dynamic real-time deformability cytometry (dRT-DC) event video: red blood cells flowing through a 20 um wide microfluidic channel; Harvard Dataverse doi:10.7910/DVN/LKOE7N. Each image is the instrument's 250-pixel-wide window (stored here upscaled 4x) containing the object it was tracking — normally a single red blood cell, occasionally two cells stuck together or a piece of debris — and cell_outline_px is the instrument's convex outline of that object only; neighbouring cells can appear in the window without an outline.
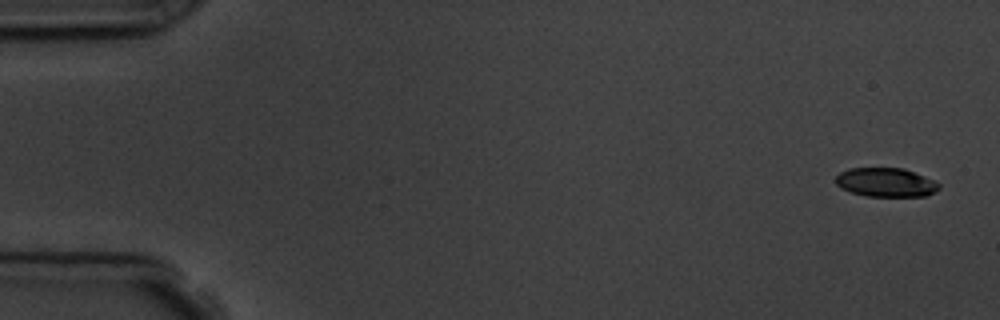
{"species": "common noctule bat (a hibernating species)", "species_latin": "Nyctalus noctula", "temperature_condition": "room temperature", "stored_images_in_passage": 5, "camera_frame_rate_fps": 3000, "um_per_image_px": 0.085, "animal": {"sex": "male", "body_mass_g": 19.5, "forearm_length_mm": 54.6}, "frame": {"image": 1, "passage_image": 1, "time_ms": 0.0, "image_size_px": [1000, 320], "cell_outline_px": [[940, 188], [936, 192], [924, 196], [864, 196], [840, 188], [836, 184], [836, 176], [840, 172], [848, 168], [904, 168], [924, 176], [940, 184]], "centroid_in_image_um": [75.29, 15.5], "position_along_channel_um": 9.7, "area_um2": 17.46}}
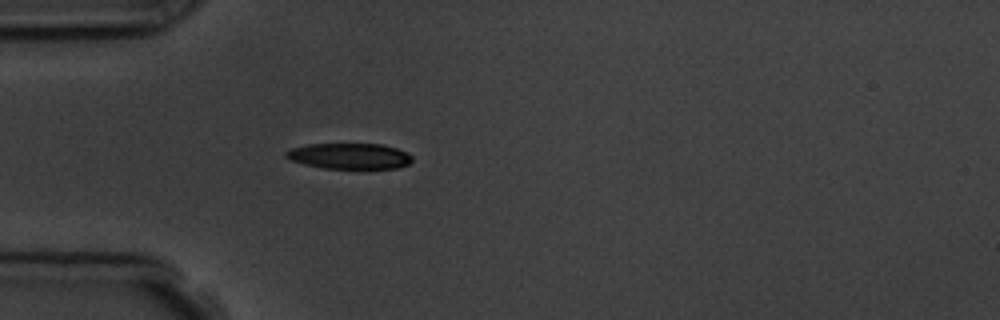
{"frame": {"image": 2, "passage_image": 5, "time_ms": 4.667, "image_size_px": [1000, 320], "cell_outline_px": [[412, 160], [408, 164], [400, 168], [324, 168], [304, 164], [292, 160], [284, 156], [284, 152], [292, 148], [308, 144], [380, 144], [396, 148], [408, 152], [412, 156]], "centroid_in_image_um": [29.72, 13.26], "position_along_channel_um": 55.3, "area_um2": 18.9}}